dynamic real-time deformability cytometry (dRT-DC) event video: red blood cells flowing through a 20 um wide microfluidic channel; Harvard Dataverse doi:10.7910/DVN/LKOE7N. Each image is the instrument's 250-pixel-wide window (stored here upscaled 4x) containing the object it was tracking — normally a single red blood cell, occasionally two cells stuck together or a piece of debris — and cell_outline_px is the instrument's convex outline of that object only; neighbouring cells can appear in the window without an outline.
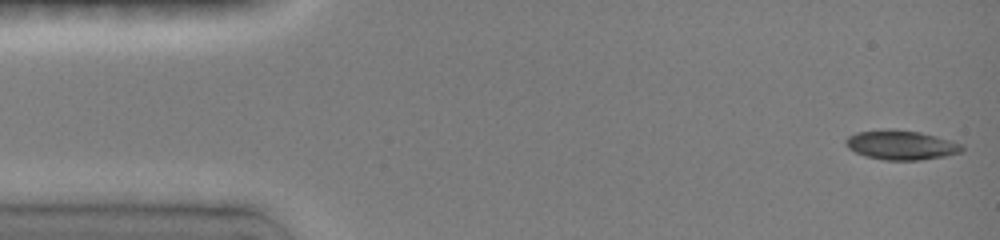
{"species": "common noctule bat (a hibernating species)", "species_latin": "Nyctalus noctula", "temperature_condition": "room temperature", "stored_images_in_passage": 33, "camera_frame_rate_fps": 3000, "um_per_image_px": 0.085, "animal": {"sex": "female", "body_mass_g": 19.0, "forearm_length_mm": 51.5}, "frame": {"image": 1, "passage_image": 1, "time_ms": 0.0, "image_size_px": [1000, 240], "cell_outline_px": [[964, 152], [944, 156], [920, 160], [884, 160], [864, 156], [848, 148], [844, 144], [844, 140], [848, 136], [856, 132], [888, 128], [920, 132], [952, 140], [960, 144], [964, 148]], "centroid_in_image_um": [76.57, 12.32], "position_along_channel_um": 8.4, "area_um2": 20.17}}
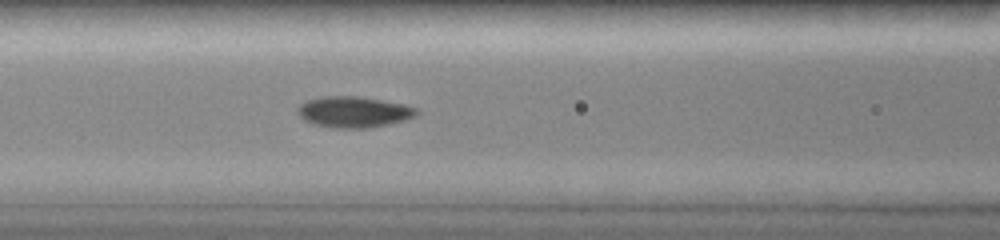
{"frame": {"image": 2, "passage_image": 23, "time_ms": 6.0, "image_size_px": [1000, 240], "cell_outline_px": [[420, 112], [416, 116], [408, 120], [372, 128], [332, 128], [312, 124], [304, 120], [296, 112], [296, 108], [300, 104], [308, 100], [324, 96], [356, 96], [404, 104], [416, 108]], "centroid_in_image_um": [30.08, 9.53], "position_along_channel_um": 136.5, "area_um2": 21.79}}
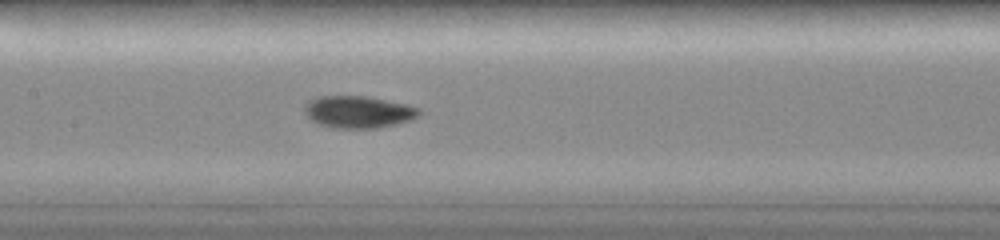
{"frame": {"image": 3, "passage_image": 27, "time_ms": 7.0, "image_size_px": [1000, 240], "cell_outline_px": [[420, 116], [412, 120], [380, 128], [332, 128], [316, 124], [304, 112], [304, 108], [308, 100], [320, 96], [364, 96], [408, 104], [420, 108]], "centroid_in_image_um": [30.47, 9.52], "position_along_channel_um": 176.9, "area_um2": 21.68}}